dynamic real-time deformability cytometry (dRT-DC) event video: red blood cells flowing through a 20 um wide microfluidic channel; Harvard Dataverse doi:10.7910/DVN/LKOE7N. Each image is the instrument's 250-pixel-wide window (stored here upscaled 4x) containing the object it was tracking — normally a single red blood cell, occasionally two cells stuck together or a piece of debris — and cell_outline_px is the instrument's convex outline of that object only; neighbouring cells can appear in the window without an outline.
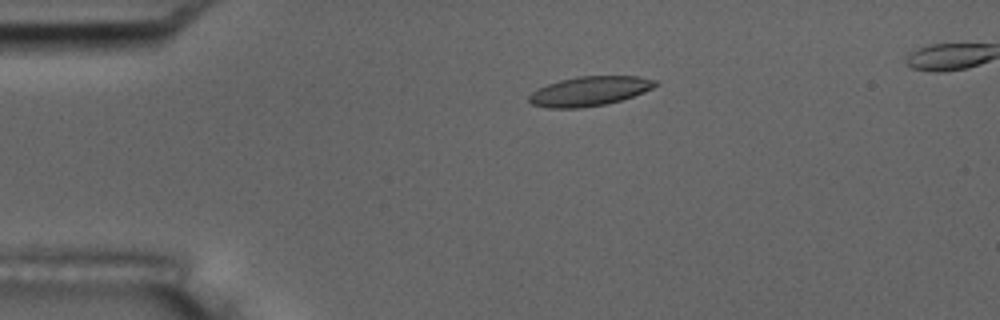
{"species": "common noctule bat (a hibernating species)", "species_latin": "Nyctalus noctula", "temperature_condition": "room temperature", "stored_images_in_passage": 3, "camera_frame_rate_fps": 3000, "um_per_image_px": 0.085, "animal": {"sex": "male", "body_mass_g": 17.5, "forearm_length_mm": 52.3}, "frame": {"image": 1, "passage_image": 1, "time_ms": 0.0, "image_size_px": [1000, 320], "cell_outline_px": [[660, 84], [644, 92], [620, 100], [604, 104], [580, 108], [548, 108], [532, 104], [528, 100], [528, 96], [536, 88], [560, 80], [576, 76], [640, 76], [656, 80]], "centroid_in_image_um": [50.1, 7.74], "position_along_channel_um": 34.9, "area_um2": 21.73}}